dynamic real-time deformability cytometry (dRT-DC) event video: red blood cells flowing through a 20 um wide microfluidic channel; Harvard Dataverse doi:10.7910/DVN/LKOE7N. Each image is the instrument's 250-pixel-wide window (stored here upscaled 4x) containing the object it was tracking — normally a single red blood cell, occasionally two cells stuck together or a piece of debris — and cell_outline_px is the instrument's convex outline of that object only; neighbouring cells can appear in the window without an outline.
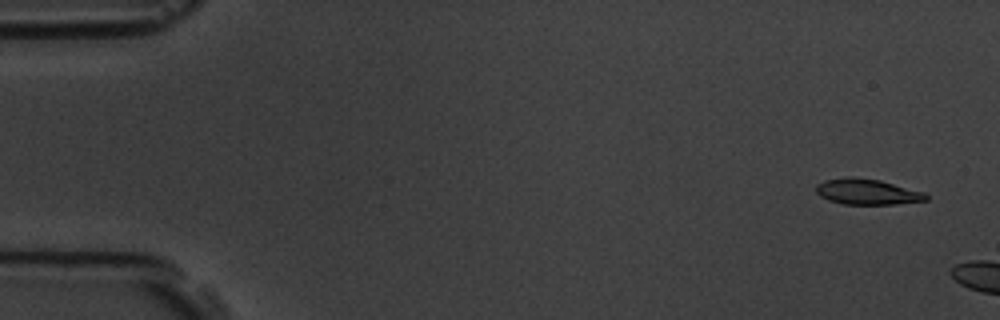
{"species": "common noctule bat (a hibernating species)", "species_latin": "Nyctalus noctula", "temperature_condition": "room temperature", "stored_images_in_passage": 2, "camera_frame_rate_fps": 3000, "um_per_image_px": 0.085, "animal": {"sex": "male", "body_mass_g": 19.5, "forearm_length_mm": 54.6}, "frame": {"image": 1, "passage_image": 1, "time_ms": 0.0, "image_size_px": [1000, 320], "cell_outline_px": [[928, 200], [896, 204], [844, 204], [828, 200], [820, 196], [816, 192], [816, 184], [824, 180], [848, 176], [852, 176], [880, 180], [924, 192], [928, 196]], "centroid_in_image_um": [73.69, 16.29], "position_along_channel_um": 11.3, "area_um2": 16.53}}